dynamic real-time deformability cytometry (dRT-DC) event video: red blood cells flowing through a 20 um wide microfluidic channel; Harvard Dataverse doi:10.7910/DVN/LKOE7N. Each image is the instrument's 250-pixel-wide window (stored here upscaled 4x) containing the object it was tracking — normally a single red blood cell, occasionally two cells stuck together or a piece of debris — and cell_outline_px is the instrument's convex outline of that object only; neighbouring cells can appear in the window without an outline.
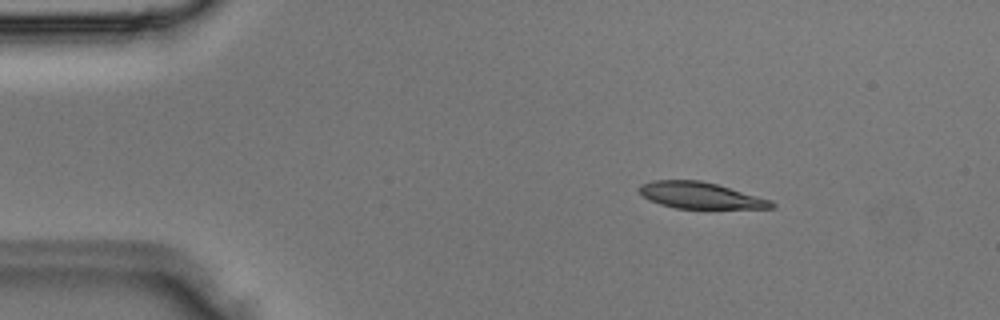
{"species": "Egyptian fruit bat (a non-hibernating species)", "species_latin": "Rousettus aegyptiacus", "temperature_condition": "room temperature", "stored_images_in_passage": 3, "camera_frame_rate_fps": 3000, "um_per_image_px": 0.085, "animal": {"sex": "male"}, "frame": {"image": 1, "passage_image": 2, "time_ms": 0.333, "image_size_px": [1000, 320], "cell_outline_px": [[776, 208], [676, 208], [660, 204], [648, 200], [636, 188], [640, 184], [652, 180], [700, 180], [716, 184], [772, 200], [776, 204]], "centroid_in_image_um": [59.5, 16.6], "position_along_channel_um": 25.5, "area_um2": 20.29}}